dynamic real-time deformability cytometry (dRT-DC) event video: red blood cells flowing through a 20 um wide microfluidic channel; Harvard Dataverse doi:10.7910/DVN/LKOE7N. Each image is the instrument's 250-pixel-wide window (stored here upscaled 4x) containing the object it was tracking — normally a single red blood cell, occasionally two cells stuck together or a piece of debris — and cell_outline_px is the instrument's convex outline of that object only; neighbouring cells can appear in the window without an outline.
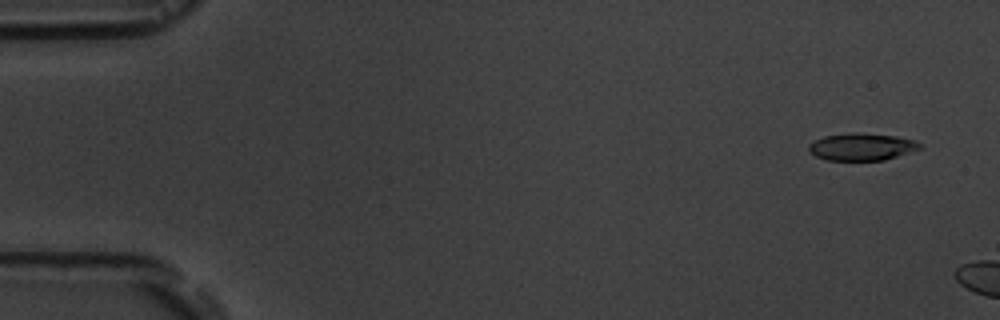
{"species": "common noctule bat (a hibernating species)", "species_latin": "Nyctalus noctula", "temperature_condition": "room temperature", "stored_images_in_passage": 3, "camera_frame_rate_fps": 3000, "um_per_image_px": 0.085, "animal": {"sex": "male", "body_mass_g": 19.5, "forearm_length_mm": 54.6}, "frame": {"image": 1, "passage_image": 1, "time_ms": 0.0, "image_size_px": [1000, 320], "cell_outline_px": [[924, 148], [884, 160], [824, 160], [808, 152], [808, 144], [824, 136], [848, 132], [860, 132], [896, 136], [912, 140], [920, 144]], "centroid_in_image_um": [73.22, 12.47], "position_along_channel_um": 11.8, "area_um2": 17.8}}